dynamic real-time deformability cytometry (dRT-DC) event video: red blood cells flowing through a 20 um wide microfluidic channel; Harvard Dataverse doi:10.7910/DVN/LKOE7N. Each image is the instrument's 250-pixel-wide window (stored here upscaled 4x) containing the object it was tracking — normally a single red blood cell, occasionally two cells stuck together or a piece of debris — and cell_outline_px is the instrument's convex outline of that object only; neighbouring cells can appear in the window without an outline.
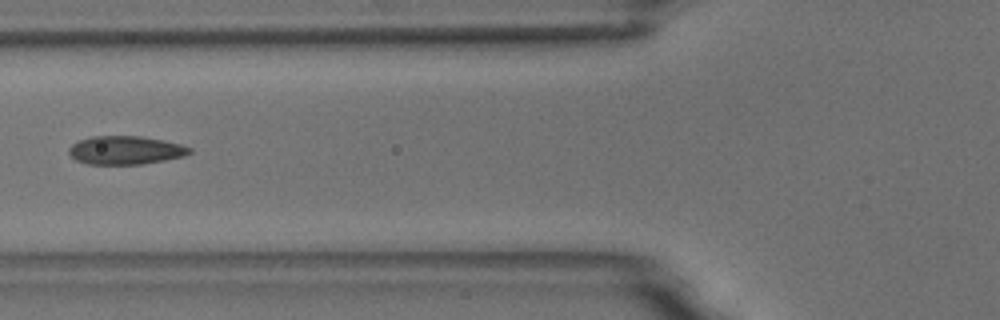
{"species": "common noctule bat (a hibernating species)", "species_latin": "Nyctalus noctula", "temperature_condition": "room temperature", "stored_images_in_passage": 9, "camera_frame_rate_fps": 3000, "um_per_image_px": 0.085, "animal": {"sex": "male", "body_mass_g": 18.8}, "frame": {"image": 1, "passage_image": 6, "time_ms": 5.667, "image_size_px": [1000, 320], "cell_outline_px": [[192, 152], [184, 156], [164, 160], [140, 164], [88, 164], [76, 160], [68, 152], [68, 148], [72, 144], [80, 140], [92, 136], [140, 136], [164, 140], [180, 144], [192, 148]], "centroid_in_image_um": [10.67, 12.76], "position_along_channel_um": 115.1, "area_um2": 19.94}}
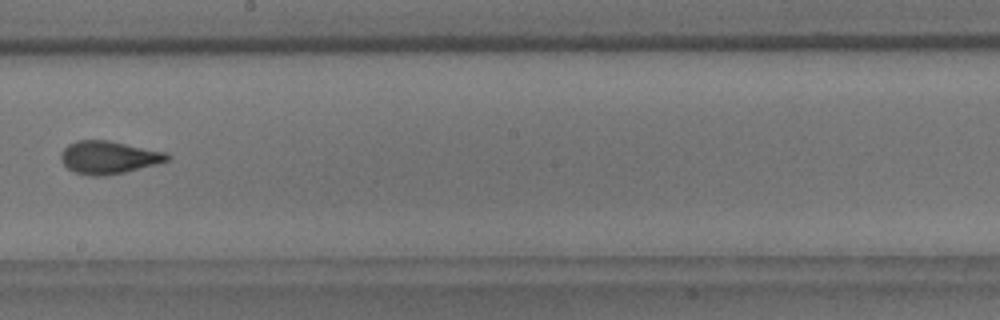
{"frame": {"image": 2, "passage_image": 9, "time_ms": 9.0, "image_size_px": [1000, 320], "cell_outline_px": [[172, 156], [168, 160], [156, 164], [124, 172], [104, 176], [92, 176], [76, 172], [68, 168], [64, 164], [60, 156], [60, 152], [68, 144], [76, 140], [108, 140], [168, 152]], "centroid_in_image_um": [9.25, 13.36], "position_along_channel_um": 239.0, "area_um2": 20.35}}